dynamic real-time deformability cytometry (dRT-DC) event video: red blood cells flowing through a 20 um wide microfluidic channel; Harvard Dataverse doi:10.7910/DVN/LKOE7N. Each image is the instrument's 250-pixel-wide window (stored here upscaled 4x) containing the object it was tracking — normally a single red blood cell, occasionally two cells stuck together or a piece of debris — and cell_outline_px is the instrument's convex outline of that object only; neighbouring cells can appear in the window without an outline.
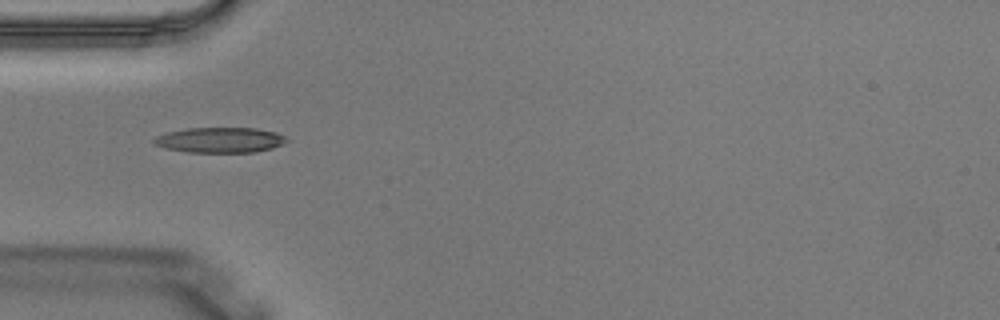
{"species": "Egyptian fruit bat (a non-hibernating species)", "species_latin": "Rousettus aegyptiacus", "temperature_condition": "warm", "stored_images_in_passage": 1, "camera_frame_rate_fps": 3000, "um_per_image_px": 0.085, "animal": {"sex": "male"}, "frame": {"image": 1, "passage_image": 1, "time_ms": 0.0, "image_size_px": [1000, 320], "cell_outline_px": [[288, 140], [272, 148], [252, 152], [188, 152], [164, 148], [156, 144], [152, 140], [156, 136], [168, 132], [188, 128], [256, 128], [276, 132], [284, 136]], "centroid_in_image_um": [18.68, 11.9], "position_along_channel_um": 66.3, "area_um2": 19.36}}